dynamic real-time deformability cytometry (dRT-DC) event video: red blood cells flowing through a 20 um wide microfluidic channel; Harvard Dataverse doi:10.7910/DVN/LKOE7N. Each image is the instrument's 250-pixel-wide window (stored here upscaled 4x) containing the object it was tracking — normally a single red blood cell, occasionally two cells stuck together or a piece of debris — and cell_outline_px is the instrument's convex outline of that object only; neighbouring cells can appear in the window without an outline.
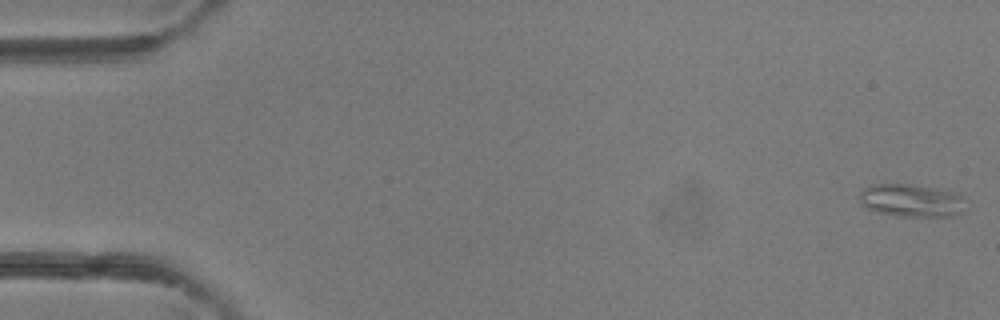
{"species": "common noctule bat (a hibernating species)", "species_latin": "Nyctalus noctula", "temperature_condition": "room temperature", "stored_images_in_passage": 3, "camera_frame_rate_fps": 3000, "um_per_image_px": 0.085, "animal": {"sex": "female"}, "frame": {"image": 1, "passage_image": 1, "time_ms": 0.0, "image_size_px": [1000, 320], "cell_outline_px": [[968, 208], [964, 212], [956, 216], [896, 216], [876, 212], [860, 204], [860, 192], [864, 188], [872, 184], [908, 184], [932, 188], [952, 192], [964, 196]], "centroid_in_image_um": [77.52, 17.06], "position_along_channel_um": 7.5, "area_um2": 20.58}}